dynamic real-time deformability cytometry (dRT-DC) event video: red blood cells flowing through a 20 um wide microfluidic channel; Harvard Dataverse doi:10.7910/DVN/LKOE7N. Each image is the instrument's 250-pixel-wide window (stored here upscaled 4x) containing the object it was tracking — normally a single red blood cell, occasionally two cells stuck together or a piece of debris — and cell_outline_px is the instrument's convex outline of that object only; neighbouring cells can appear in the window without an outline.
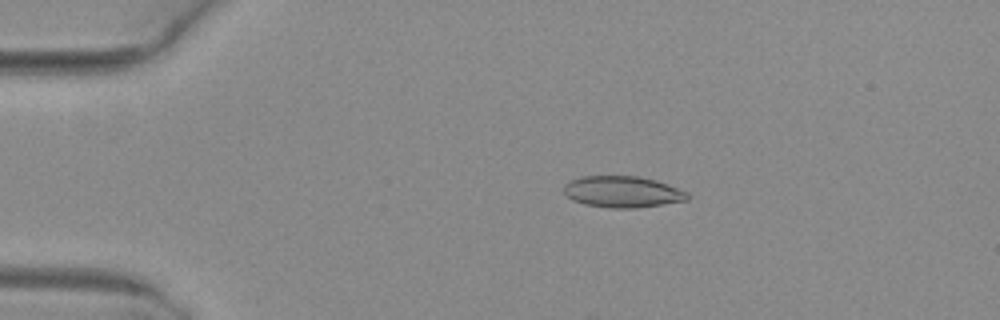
{"species": "common noctule bat (a hibernating species)", "species_latin": "Nyctalus noctula", "temperature_condition": "warm", "stored_images_in_passage": 6, "camera_frame_rate_fps": 3000, "um_per_image_px": 0.085, "animal": {"sex": "female", "body_mass_g": 29.2, "forearm_length_mm": 56.3}, "frame": {"image": 1, "passage_image": 4, "time_ms": 1.0, "image_size_px": [1000, 320], "cell_outline_px": [[688, 200], [636, 208], [608, 208], [584, 204], [572, 200], [564, 192], [564, 184], [580, 176], [636, 176], [656, 180], [688, 192]], "centroid_in_image_um": [52.89, 16.3], "position_along_channel_um": 32.1, "area_um2": 22.54}}
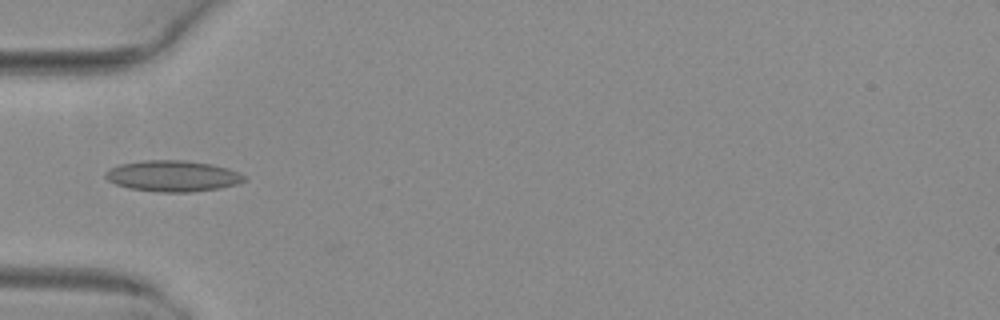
{"frame": {"image": 2, "passage_image": 6, "time_ms": 1.667, "image_size_px": [1000, 320], "cell_outline_px": [[248, 180], [236, 184], [220, 188], [192, 192], [160, 192], [128, 188], [116, 184], [108, 180], [104, 176], [104, 172], [120, 164], [144, 160], [184, 160], [212, 164], [228, 168], [240, 172]], "centroid_in_image_um": [14.7, 14.96], "position_along_channel_um": 70.3, "area_um2": 25.2}}